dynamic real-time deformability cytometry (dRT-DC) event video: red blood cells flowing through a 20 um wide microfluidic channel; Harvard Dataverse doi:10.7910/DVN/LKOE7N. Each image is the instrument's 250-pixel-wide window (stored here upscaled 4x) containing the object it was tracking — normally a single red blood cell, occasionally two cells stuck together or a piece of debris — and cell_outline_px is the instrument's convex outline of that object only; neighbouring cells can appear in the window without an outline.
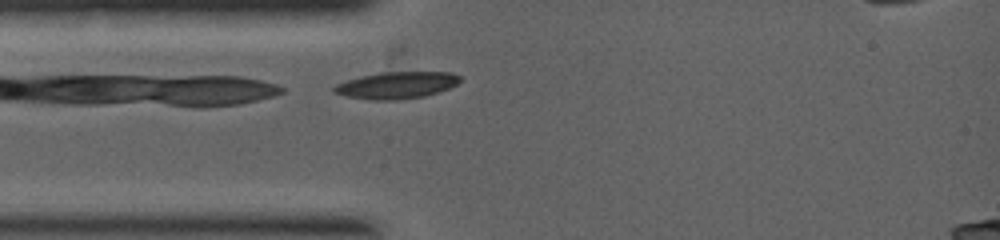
{"species": "common noctule bat (a hibernating species)", "species_latin": "Nyctalus noctula", "temperature_condition": "warm", "stored_images_in_passage": 17, "camera_frame_rate_fps": 5000, "um_per_image_px": 0.085, "animal": {"sex": "female", "body_mass_g": 19.0, "forearm_length_mm": 53.3}, "frame": {"image": 1, "passage_image": 1, "time_ms": 0.0, "image_size_px": [1000, 240], "cell_outline_px": [[460, 80], [456, 84], [448, 88], [424, 96], [396, 100], [372, 100], [348, 96], [332, 92], [332, 88], [336, 84], [360, 76], [380, 72], [452, 72], [460, 76]], "centroid_in_image_um": [33.68, 7.23], "position_along_channel_um": 51.3, "area_um2": 19.54}}
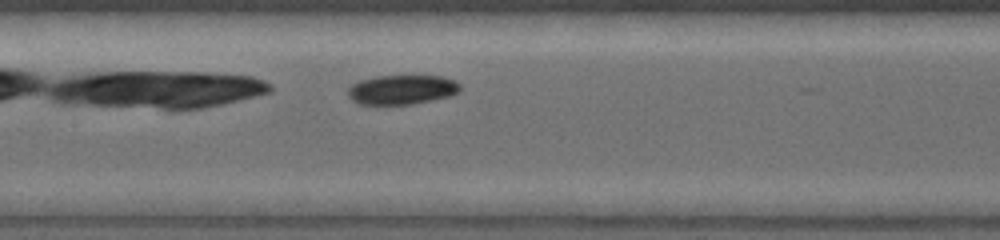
{"frame": {"image": 2, "passage_image": 6, "time_ms": 1.8, "image_size_px": [1000, 240], "cell_outline_px": [[460, 92], [452, 96], [412, 104], [380, 108], [376, 108], [360, 104], [352, 100], [348, 96], [348, 88], [352, 84], [360, 80], [376, 76], [444, 76], [460, 84]], "centroid_in_image_um": [34.11, 7.67], "position_along_channel_um": 173.3, "area_um2": 20.11}}
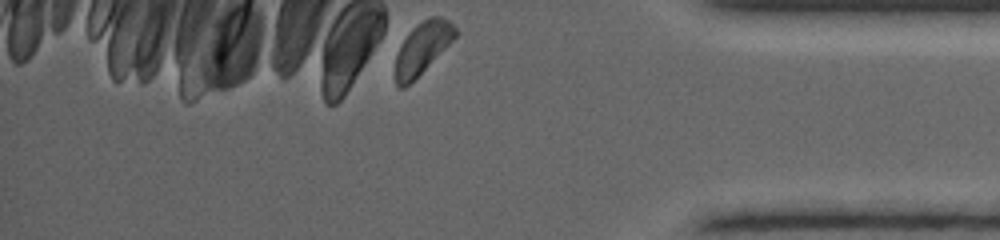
{"frame": {"image": 3, "passage_image": 17, "time_ms": 5.4, "image_size_px": [1000, 240], "cell_outline_px": [[460, 32], [404, 88], [400, 88], [396, 84], [396, 56], [408, 32], [416, 24], [428, 16], [440, 16], [448, 20]], "centroid_in_image_um": [35.92, 4.01], "position_along_channel_um": 399.3, "area_um2": 17.46}}